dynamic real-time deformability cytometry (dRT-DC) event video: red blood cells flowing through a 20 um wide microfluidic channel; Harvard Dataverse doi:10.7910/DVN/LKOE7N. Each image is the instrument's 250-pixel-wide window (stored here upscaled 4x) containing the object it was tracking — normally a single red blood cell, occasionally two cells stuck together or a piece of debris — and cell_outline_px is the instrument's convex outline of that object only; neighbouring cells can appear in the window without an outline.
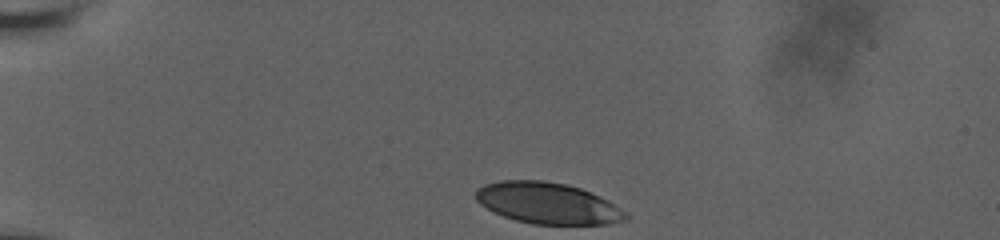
{"species": "human", "species_latin": "Homo sapiens", "temperature_condition": "room temperature", "stored_images_in_passage": 37, "camera_frame_rate_fps": 3000, "um_per_image_px": 0.085, "donor": {"sex": "male"}, "frame": {"image": 1, "passage_image": 1, "time_ms": 0.0, "image_size_px": [1000, 240], "cell_outline_px": [[628, 216], [624, 220], [608, 224], [532, 224], [516, 220], [504, 216], [480, 204], [476, 200], [476, 188], [484, 184], [500, 180], [544, 180], [568, 184], [580, 188], [600, 196], [608, 200], [624, 212]], "centroid_in_image_um": [46.53, 17.25], "position_along_channel_um": 38.5, "area_um2": 35.89}}
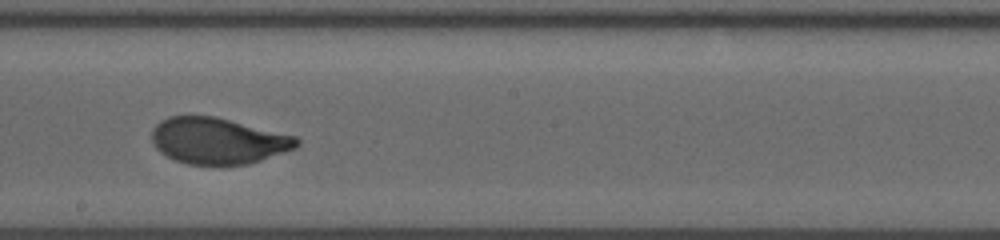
{"frame": {"image": 2, "passage_image": 22, "time_ms": 7.0, "image_size_px": [1000, 240], "cell_outline_px": [[300, 144], [296, 148], [248, 164], [188, 164], [176, 160], [160, 152], [156, 148], [152, 140], [152, 128], [160, 120], [168, 116], [216, 116], [296, 136], [300, 140]], "centroid_in_image_um": [18.53, 11.95], "position_along_channel_um": 229.7, "area_um2": 38.96}}
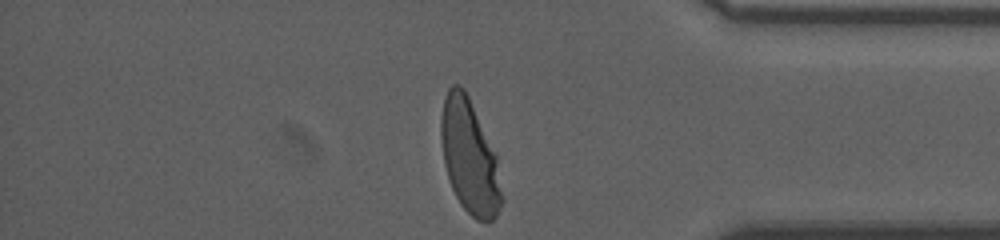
{"frame": {"image": 3, "passage_image": 37, "time_ms": 12.0, "image_size_px": [1000, 240], "cell_outline_px": [[504, 200], [496, 216], [492, 220], [476, 220], [460, 204], [452, 188], [444, 164], [440, 136], [440, 116], [444, 100], [448, 88], [452, 84], [460, 84], [464, 88], [496, 152]], "centroid_in_image_um": [39.92, 13.32], "position_along_channel_um": 395.3, "area_um2": 40.52}, "authors_computed_cell_mechanics": {"area_um2": 39.0728, "velocity_mm_per_s": 3.6391, "shape_relaxation_time_tau1_ms": 3.8598, "shape_relaxation_time_tau2_ms": null, "deformation_change_tau1": 0.198, "deformation_change_tau2": null}}